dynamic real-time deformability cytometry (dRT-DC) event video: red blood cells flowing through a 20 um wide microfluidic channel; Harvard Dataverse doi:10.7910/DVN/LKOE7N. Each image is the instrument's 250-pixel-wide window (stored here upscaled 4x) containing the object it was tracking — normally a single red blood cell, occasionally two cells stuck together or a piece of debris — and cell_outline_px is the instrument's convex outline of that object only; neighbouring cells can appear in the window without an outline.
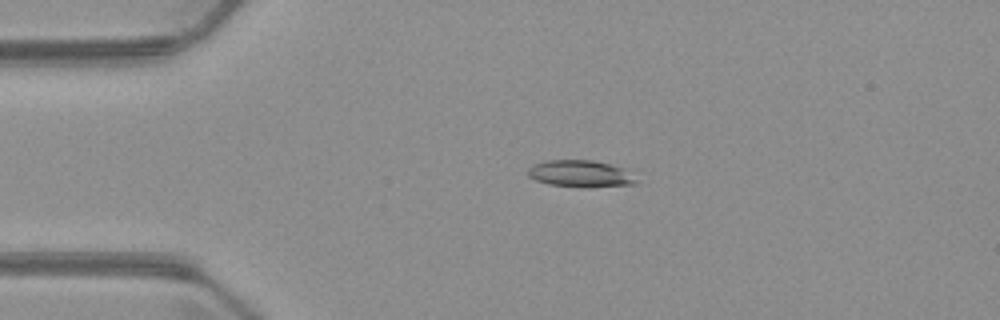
{"species": "common noctule bat (a hibernating species)", "species_latin": "Nyctalus noctula", "temperature_condition": "warm", "stored_images_in_passage": 4, "camera_frame_rate_fps": 3000, "um_per_image_px": 0.085, "animal": {"sex": "male", "body_mass_g": 23.1, "forearm_length_mm": 52.7}, "frame": {"image": 1, "passage_image": 4, "time_ms": 3.333, "image_size_px": [1000, 320], "cell_outline_px": [[640, 184], [588, 188], [548, 184], [536, 180], [528, 176], [528, 168], [544, 160], [592, 160], [628, 168]], "centroid_in_image_um": [49.42, 14.77], "position_along_channel_um": 35.6, "area_um2": 17.34}}